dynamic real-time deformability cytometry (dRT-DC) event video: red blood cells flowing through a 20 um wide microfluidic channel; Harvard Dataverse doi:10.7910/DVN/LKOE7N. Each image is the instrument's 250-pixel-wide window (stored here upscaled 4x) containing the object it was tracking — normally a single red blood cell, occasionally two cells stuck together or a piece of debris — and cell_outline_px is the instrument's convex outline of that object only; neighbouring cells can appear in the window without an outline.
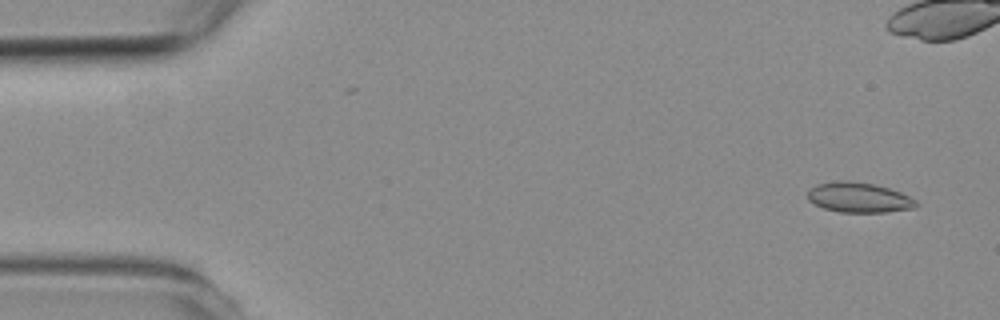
{"species": "common noctule bat (a hibernating species)", "species_latin": "Nyctalus noctula", "temperature_condition": "room temperature", "stored_images_in_passage": 5, "camera_frame_rate_fps": 3000, "um_per_image_px": 0.085, "animal": {"sex": "female", "body_mass_g": 19.3, "forearm_length_mm": 54.1}, "frame": {"image": 1, "passage_image": 1, "time_ms": 0.0, "image_size_px": [1000, 320], "cell_outline_px": [[920, 204], [916, 208], [884, 212], [840, 212], [824, 208], [808, 200], [808, 192], [816, 184], [840, 180], [848, 180], [872, 184], [888, 188], [900, 192], [916, 200]], "centroid_in_image_um": [73.03, 16.79], "position_along_channel_um": 12.0, "area_um2": 18.9}}